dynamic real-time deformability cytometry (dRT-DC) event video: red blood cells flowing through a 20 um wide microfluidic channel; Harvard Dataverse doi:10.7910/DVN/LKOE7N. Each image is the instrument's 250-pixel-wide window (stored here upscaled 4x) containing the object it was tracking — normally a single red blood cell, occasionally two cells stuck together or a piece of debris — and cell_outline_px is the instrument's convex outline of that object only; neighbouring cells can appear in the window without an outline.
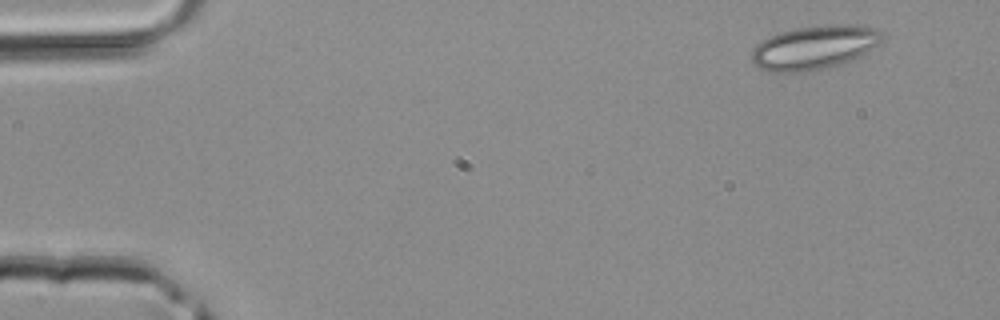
{"species": "common noctule bat (a hibernating species)", "species_latin": "Nyctalus noctula", "temperature_condition": "room temperature", "stored_images_in_passage": 3, "camera_frame_rate_fps": 3000, "um_per_image_px": 0.085, "animal": {"sex": "male", "body_mass_g": 20.4}, "frame": {"image": 1, "passage_image": 1, "time_ms": 0.0, "image_size_px": [1000, 320], "cell_outline_px": [[884, 40], [860, 56], [852, 60], [840, 64], [824, 68], [800, 72], [768, 72], [760, 68], [752, 60], [752, 48], [756, 44], [768, 36], [780, 32], [796, 28], [824, 24], [876, 28], [884, 36]], "centroid_in_image_um": [69.18, 4.04], "position_along_channel_um": 15.8, "area_um2": 33.12}}